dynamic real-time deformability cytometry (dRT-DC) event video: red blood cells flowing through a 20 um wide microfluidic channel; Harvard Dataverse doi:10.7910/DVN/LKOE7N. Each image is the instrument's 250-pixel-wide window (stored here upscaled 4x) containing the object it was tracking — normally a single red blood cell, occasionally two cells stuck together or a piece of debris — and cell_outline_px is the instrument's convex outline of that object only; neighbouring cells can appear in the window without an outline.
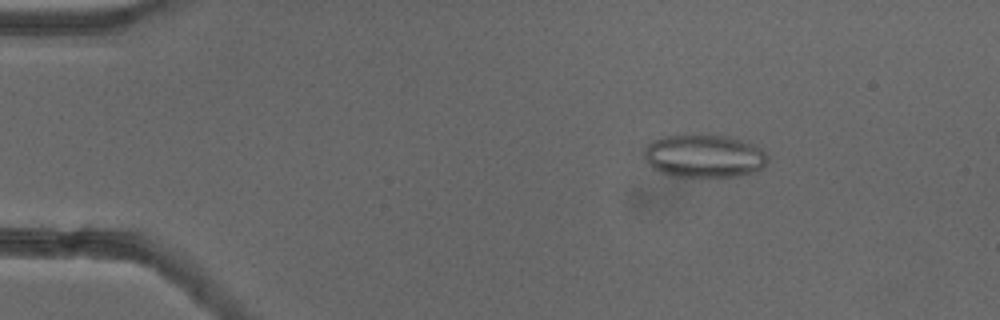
{"species": "common noctule bat (a hibernating species)", "species_latin": "Nyctalus noctula", "temperature_condition": "cold", "stored_images_in_passage": 53, "camera_frame_rate_fps": 3000, "um_per_image_px": 0.085, "animal": {"sex": "female"}, "frame": {"image": 1, "passage_image": 9, "time_ms": 2.667, "image_size_px": [1000, 320], "cell_outline_px": [[768, 160], [764, 168], [760, 172], [736, 176], [676, 176], [660, 172], [652, 168], [648, 164], [644, 156], [644, 152], [648, 144], [664, 136], [676, 132], [688, 132], [724, 136], [748, 140], [760, 148], [768, 156]], "centroid_in_image_um": [59.88, 13.22], "position_along_channel_um": 25.1, "area_um2": 31.91}}
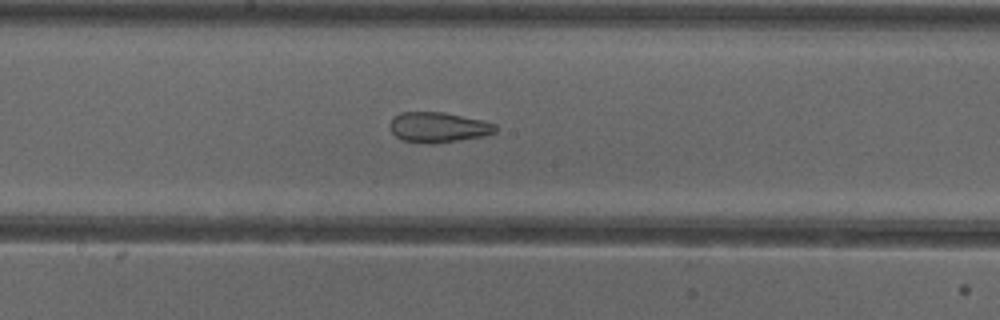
{"frame": {"image": 2, "passage_image": 29, "time_ms": 9.333, "image_size_px": [1000, 320], "cell_outline_px": [[496, 132], [484, 136], [436, 144], [428, 144], [400, 140], [392, 132], [388, 124], [392, 116], [400, 112], [444, 112], [484, 120], [496, 124]], "centroid_in_image_um": [37.23, 10.82], "position_along_channel_um": 211.0, "area_um2": 19.02}}
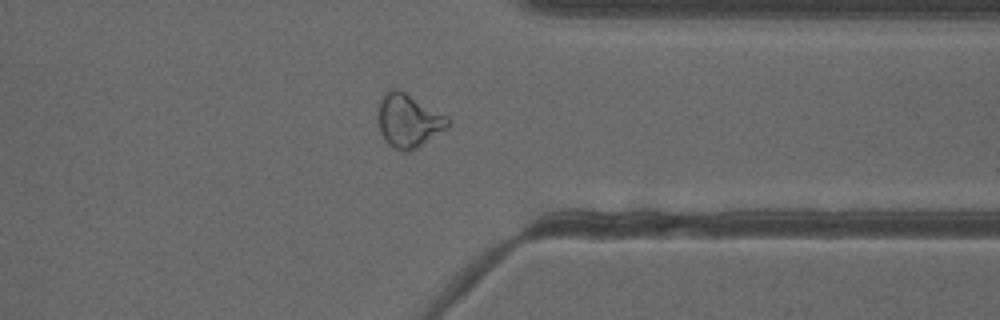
{"frame": {"image": 3, "passage_image": 42, "time_ms": 13.667, "image_size_px": [1000, 320], "cell_outline_px": [[448, 128], [416, 148], [408, 152], [404, 152], [388, 144], [384, 140], [380, 132], [376, 116], [380, 100], [392, 88], [396, 88], [404, 92], [448, 116]], "centroid_in_image_um": [34.69, 10.27], "position_along_channel_um": 376.7, "area_um2": 21.62}, "authors_computed_cell_mechanics": {"area_um2": 23.5824, "velocity_mm_per_s": 3.9189, "shape_relaxation_time_tau1_ms": null, "shape_relaxation_time_tau2_ms": 1.6088, "deformation_change_tau1": null, "deformation_change_tau2": 0.0958}}